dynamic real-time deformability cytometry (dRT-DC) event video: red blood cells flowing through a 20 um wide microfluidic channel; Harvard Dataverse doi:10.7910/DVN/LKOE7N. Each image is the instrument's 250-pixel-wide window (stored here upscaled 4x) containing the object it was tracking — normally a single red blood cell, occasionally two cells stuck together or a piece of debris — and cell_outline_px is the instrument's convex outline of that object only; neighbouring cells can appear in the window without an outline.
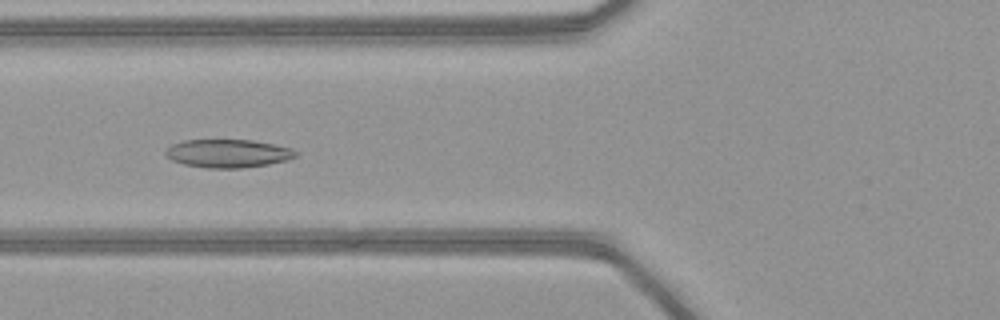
{"species": "common noctule bat (a hibernating species)", "species_latin": "Nyctalus noctula", "temperature_condition": "warm", "stored_images_in_passage": 50, "camera_frame_rate_fps": 3000, "um_per_image_px": 0.085, "animal": {"sex": "female", "body_mass_g": 21.9}, "frame": {"image": 1, "passage_image": 20, "time_ms": 6.333, "image_size_px": [1000, 320], "cell_outline_px": [[296, 156], [288, 160], [268, 164], [240, 168], [208, 168], [184, 164], [172, 160], [164, 156], [164, 152], [172, 144], [184, 140], [252, 140], [276, 144], [292, 148], [296, 152]], "centroid_in_image_um": [19.37, 13.04], "position_along_channel_um": 106.4, "area_um2": 21.44}}
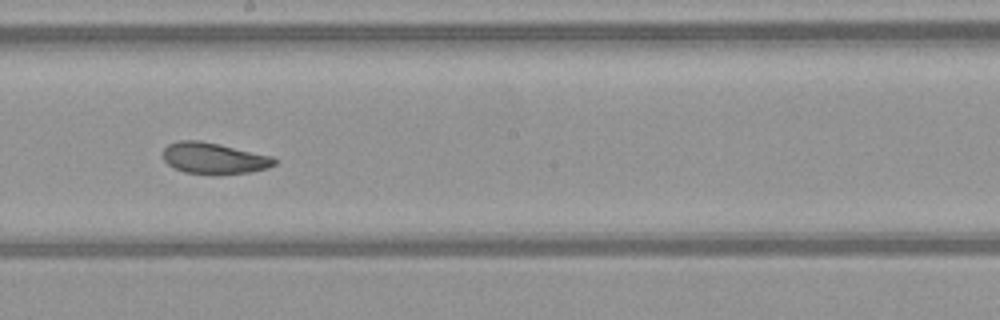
{"frame": {"image": 2, "passage_image": 29, "time_ms": 9.333, "image_size_px": [1000, 320], "cell_outline_px": [[276, 164], [268, 168], [252, 172], [216, 176], [184, 172], [168, 164], [164, 160], [164, 148], [168, 144], [180, 140], [200, 140], [220, 144], [272, 156], [276, 160]], "centroid_in_image_um": [18.21, 13.47], "position_along_channel_um": 230.0, "area_um2": 20.63}}
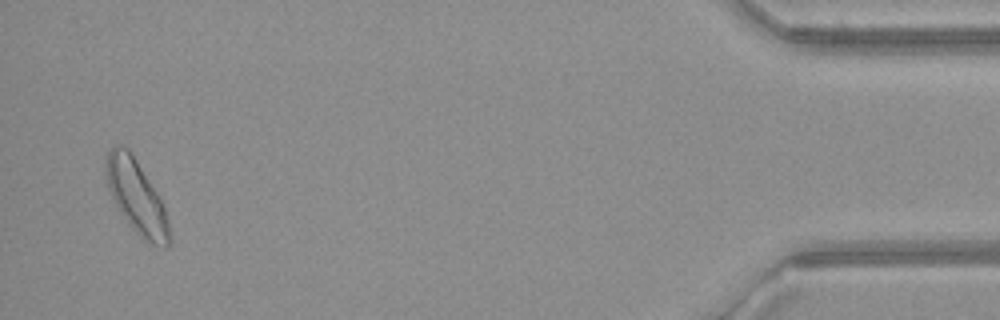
{"frame": {"image": 3, "passage_image": 49, "time_ms": 16.0, "image_size_px": [1000, 320], "cell_outline_px": [[172, 240], [168, 248], [164, 248], [148, 244], [132, 228], [120, 212], [112, 200], [104, 176], [104, 160], [108, 152], [116, 144], [120, 144], [128, 148], [136, 160], [156, 192], [164, 208], [168, 220]], "centroid_in_image_um": [11.58, 16.76], "position_along_channel_um": 423.6, "area_um2": 27.4}, "authors_computed_cell_mechanics": {"area_um2": 22.3975, "velocity_mm_per_s": 4.0992, "shape_relaxation_time_tau1_ms": 5.0813, "shape_relaxation_time_tau2_ms": 2.5053, "deformation_change_tau1": 0.1235, "deformation_change_tau2": 0.0896}}